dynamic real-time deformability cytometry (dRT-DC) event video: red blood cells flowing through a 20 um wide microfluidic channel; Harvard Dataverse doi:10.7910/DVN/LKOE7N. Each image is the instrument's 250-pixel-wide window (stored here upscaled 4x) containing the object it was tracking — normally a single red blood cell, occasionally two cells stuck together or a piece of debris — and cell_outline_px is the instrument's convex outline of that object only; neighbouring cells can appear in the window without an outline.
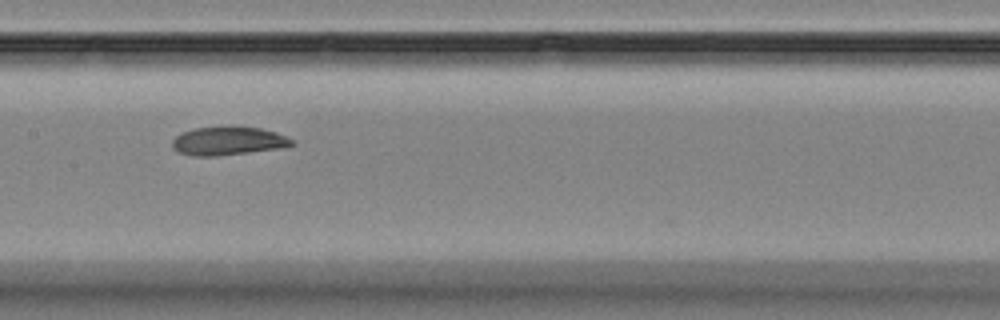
{"species": "Egyptian fruit bat (a non-hibernating species)", "species_latin": "Rousettus aegyptiacus", "temperature_condition": "room temperature", "stored_images_in_passage": 12, "camera_frame_rate_fps": 3000, "um_per_image_px": 0.085, "animal": {"sex": "female"}, "frame": {"image": 1, "passage_image": 5, "time_ms": 5.667, "image_size_px": [1000, 320], "cell_outline_px": [[296, 144], [288, 148], [216, 156], [192, 156], [180, 152], [172, 148], [172, 140], [180, 132], [196, 128], [260, 128], [276, 132], [296, 140]], "centroid_in_image_um": [19.46, 12.01], "position_along_channel_um": 187.9, "area_um2": 19.83}}
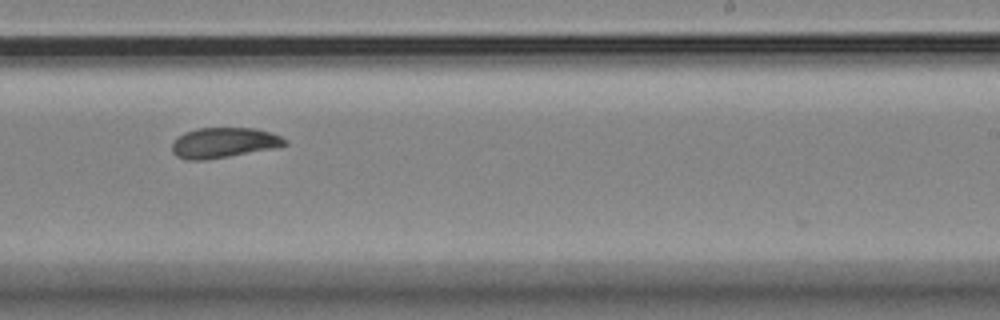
{"frame": {"image": 2, "passage_image": 7, "time_ms": 8.0, "image_size_px": [1000, 320], "cell_outline_px": [[288, 144], [272, 148], [228, 156], [204, 160], [184, 160], [176, 156], [172, 152], [172, 144], [184, 132], [196, 128], [256, 128], [272, 132], [288, 140]], "centroid_in_image_um": [19.01, 12.12], "position_along_channel_um": 270.0, "area_um2": 19.83}}
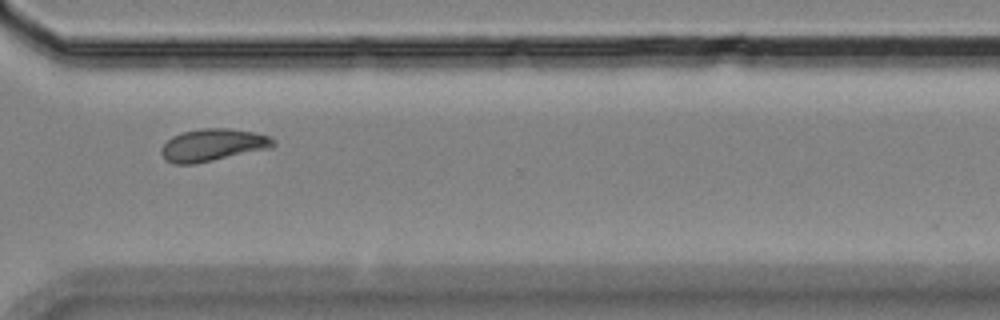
{"frame": {"image": 3, "passage_image": 9, "time_ms": 10.333, "image_size_px": [1000, 320], "cell_outline_px": [[276, 144], [272, 148], [196, 164], [172, 164], [164, 160], [160, 152], [160, 148], [172, 136], [184, 132], [204, 128], [228, 128], [252, 132], [272, 136], [276, 140]], "centroid_in_image_um": [18.1, 12.34], "position_along_channel_um": 352.5, "area_um2": 21.39}, "authors_computed_cell_mechanics": {"area_um2": 19.9699, "velocity_mm_per_s": 3.5361, "shape_relaxation_time_tau1_ms": null, "shape_relaxation_time_tau2_ms": 4.3551, "deformation_change_tau1": null, "deformation_change_tau2": 0.0792}}